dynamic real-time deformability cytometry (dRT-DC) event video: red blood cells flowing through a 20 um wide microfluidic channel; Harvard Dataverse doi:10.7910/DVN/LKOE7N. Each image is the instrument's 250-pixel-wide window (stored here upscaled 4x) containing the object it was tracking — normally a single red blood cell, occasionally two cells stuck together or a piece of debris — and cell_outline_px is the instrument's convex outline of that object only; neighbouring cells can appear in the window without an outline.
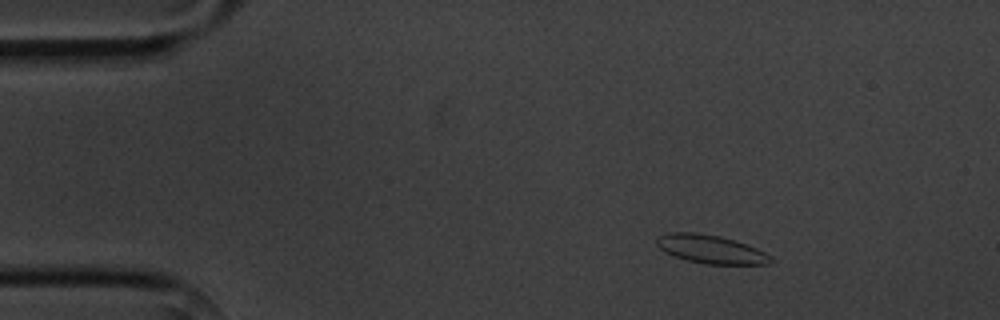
{"species": "common noctule bat (a hibernating species)", "species_latin": "Nyctalus noctula", "temperature_condition": "cold", "stored_images_in_passage": 4, "camera_frame_rate_fps": 3000, "um_per_image_px": 0.085, "animal": {"sex": "male", "body_mass_g": 20.1, "forearm_length_mm": 53.5}, "frame": {"image": 1, "passage_image": 1, "time_ms": 0.0, "image_size_px": [1000, 320], "cell_outline_px": [[772, 260], [768, 264], [704, 264], [688, 260], [664, 252], [656, 244], [656, 240], [660, 236], [668, 232], [696, 232], [720, 236], [736, 240], [748, 244], [772, 256]], "centroid_in_image_um": [60.42, 21.17], "position_along_channel_um": 24.6, "area_um2": 18.9}}